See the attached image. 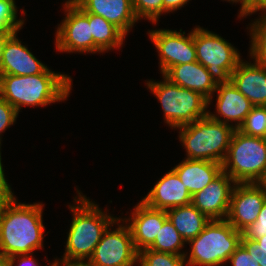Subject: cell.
Returning <instances> with one entry per match:
<instances>
[{
  "instance_id": "6da1fadb",
  "label": "cell",
  "mask_w": 266,
  "mask_h": 266,
  "mask_svg": "<svg viewBox=\"0 0 266 266\" xmlns=\"http://www.w3.org/2000/svg\"><path fill=\"white\" fill-rule=\"evenodd\" d=\"M43 204L18 202L12 193L0 206V252L8 257L43 248Z\"/></svg>"
},
{
  "instance_id": "7a4b0ae2",
  "label": "cell",
  "mask_w": 266,
  "mask_h": 266,
  "mask_svg": "<svg viewBox=\"0 0 266 266\" xmlns=\"http://www.w3.org/2000/svg\"><path fill=\"white\" fill-rule=\"evenodd\" d=\"M70 76L47 68L32 76L0 75V97L17 112L23 106H42L66 100L72 90Z\"/></svg>"
},
{
  "instance_id": "3957f363",
  "label": "cell",
  "mask_w": 266,
  "mask_h": 266,
  "mask_svg": "<svg viewBox=\"0 0 266 266\" xmlns=\"http://www.w3.org/2000/svg\"><path fill=\"white\" fill-rule=\"evenodd\" d=\"M74 205H69L73 213L62 261H88L94 253L104 231L117 217L107 215L94 202L77 190Z\"/></svg>"
},
{
  "instance_id": "277c9868",
  "label": "cell",
  "mask_w": 266,
  "mask_h": 266,
  "mask_svg": "<svg viewBox=\"0 0 266 266\" xmlns=\"http://www.w3.org/2000/svg\"><path fill=\"white\" fill-rule=\"evenodd\" d=\"M179 141L186 149L189 160H206L223 163L232 135L234 124L211 119L208 115L193 123L180 127Z\"/></svg>"
},
{
  "instance_id": "5b68a950",
  "label": "cell",
  "mask_w": 266,
  "mask_h": 266,
  "mask_svg": "<svg viewBox=\"0 0 266 266\" xmlns=\"http://www.w3.org/2000/svg\"><path fill=\"white\" fill-rule=\"evenodd\" d=\"M242 232L236 230L226 219L210 220L203 231L188 242L191 247L187 266H221L240 245Z\"/></svg>"
},
{
  "instance_id": "8992f818",
  "label": "cell",
  "mask_w": 266,
  "mask_h": 266,
  "mask_svg": "<svg viewBox=\"0 0 266 266\" xmlns=\"http://www.w3.org/2000/svg\"><path fill=\"white\" fill-rule=\"evenodd\" d=\"M163 77L162 82L150 80L146 85L160 101L165 123L177 129L207 116L208 100L204 96Z\"/></svg>"
},
{
  "instance_id": "52a82bcc",
  "label": "cell",
  "mask_w": 266,
  "mask_h": 266,
  "mask_svg": "<svg viewBox=\"0 0 266 266\" xmlns=\"http://www.w3.org/2000/svg\"><path fill=\"white\" fill-rule=\"evenodd\" d=\"M222 169L236 183H260L266 174V138L248 136L236 129Z\"/></svg>"
},
{
  "instance_id": "ba28073f",
  "label": "cell",
  "mask_w": 266,
  "mask_h": 266,
  "mask_svg": "<svg viewBox=\"0 0 266 266\" xmlns=\"http://www.w3.org/2000/svg\"><path fill=\"white\" fill-rule=\"evenodd\" d=\"M193 40L197 61L207 68L216 84L231 82V74L242 60L231 43L214 32L194 27Z\"/></svg>"
},
{
  "instance_id": "9c48e42d",
  "label": "cell",
  "mask_w": 266,
  "mask_h": 266,
  "mask_svg": "<svg viewBox=\"0 0 266 266\" xmlns=\"http://www.w3.org/2000/svg\"><path fill=\"white\" fill-rule=\"evenodd\" d=\"M65 18L55 32V45L59 52L104 53L95 43L89 24V13L80 7L64 4Z\"/></svg>"
},
{
  "instance_id": "30bf717a",
  "label": "cell",
  "mask_w": 266,
  "mask_h": 266,
  "mask_svg": "<svg viewBox=\"0 0 266 266\" xmlns=\"http://www.w3.org/2000/svg\"><path fill=\"white\" fill-rule=\"evenodd\" d=\"M118 221L121 222L119 217L104 231L88 260L94 266H133L138 262L131 231L126 222L122 225ZM115 222L118 227L112 231L109 227L116 225Z\"/></svg>"
},
{
  "instance_id": "8fae6325",
  "label": "cell",
  "mask_w": 266,
  "mask_h": 266,
  "mask_svg": "<svg viewBox=\"0 0 266 266\" xmlns=\"http://www.w3.org/2000/svg\"><path fill=\"white\" fill-rule=\"evenodd\" d=\"M176 30L155 29L148 31L149 38L157 48L160 59L159 66L162 75L171 67L196 62V48L193 40V31L185 36Z\"/></svg>"
},
{
  "instance_id": "7c38bea8",
  "label": "cell",
  "mask_w": 266,
  "mask_h": 266,
  "mask_svg": "<svg viewBox=\"0 0 266 266\" xmlns=\"http://www.w3.org/2000/svg\"><path fill=\"white\" fill-rule=\"evenodd\" d=\"M266 201V192L259 183H237L231 195L226 220L243 232L257 217Z\"/></svg>"
},
{
  "instance_id": "4fadbf2b",
  "label": "cell",
  "mask_w": 266,
  "mask_h": 266,
  "mask_svg": "<svg viewBox=\"0 0 266 266\" xmlns=\"http://www.w3.org/2000/svg\"><path fill=\"white\" fill-rule=\"evenodd\" d=\"M237 183L222 171L203 190L192 195L191 203L209 220L226 219L232 191Z\"/></svg>"
},
{
  "instance_id": "5bb4252c",
  "label": "cell",
  "mask_w": 266,
  "mask_h": 266,
  "mask_svg": "<svg viewBox=\"0 0 266 266\" xmlns=\"http://www.w3.org/2000/svg\"><path fill=\"white\" fill-rule=\"evenodd\" d=\"M165 210L155 209L140 201L135 205L131 217L120 221L127 223L134 246L139 252L148 248L154 241L164 222L167 220Z\"/></svg>"
},
{
  "instance_id": "9a60e30c",
  "label": "cell",
  "mask_w": 266,
  "mask_h": 266,
  "mask_svg": "<svg viewBox=\"0 0 266 266\" xmlns=\"http://www.w3.org/2000/svg\"><path fill=\"white\" fill-rule=\"evenodd\" d=\"M17 31L3 47L0 75L32 76L42 74L48 67L39 61L18 39Z\"/></svg>"
},
{
  "instance_id": "2e32d148",
  "label": "cell",
  "mask_w": 266,
  "mask_h": 266,
  "mask_svg": "<svg viewBox=\"0 0 266 266\" xmlns=\"http://www.w3.org/2000/svg\"><path fill=\"white\" fill-rule=\"evenodd\" d=\"M192 195L181 182L177 173L171 169L164 174L141 200L149 207L165 210L188 205Z\"/></svg>"
},
{
  "instance_id": "e0dca14e",
  "label": "cell",
  "mask_w": 266,
  "mask_h": 266,
  "mask_svg": "<svg viewBox=\"0 0 266 266\" xmlns=\"http://www.w3.org/2000/svg\"><path fill=\"white\" fill-rule=\"evenodd\" d=\"M241 60L231 74V83L253 106H266V65Z\"/></svg>"
},
{
  "instance_id": "ac0fdd59",
  "label": "cell",
  "mask_w": 266,
  "mask_h": 266,
  "mask_svg": "<svg viewBox=\"0 0 266 266\" xmlns=\"http://www.w3.org/2000/svg\"><path fill=\"white\" fill-rule=\"evenodd\" d=\"M215 92L218 93L215 106L218 115L212 114L209 110L207 115L213 120L226 124L235 122L234 127L238 129L250 113L252 103L231 82L217 84Z\"/></svg>"
},
{
  "instance_id": "d6986e66",
  "label": "cell",
  "mask_w": 266,
  "mask_h": 266,
  "mask_svg": "<svg viewBox=\"0 0 266 266\" xmlns=\"http://www.w3.org/2000/svg\"><path fill=\"white\" fill-rule=\"evenodd\" d=\"M76 5L86 13L103 17L125 35L139 21L133 10V0H80Z\"/></svg>"
},
{
  "instance_id": "ffe728a7",
  "label": "cell",
  "mask_w": 266,
  "mask_h": 266,
  "mask_svg": "<svg viewBox=\"0 0 266 266\" xmlns=\"http://www.w3.org/2000/svg\"><path fill=\"white\" fill-rule=\"evenodd\" d=\"M164 76L182 88L200 93L208 100V106L211 104L217 84L211 78L207 68L198 61L173 66Z\"/></svg>"
},
{
  "instance_id": "44dd1931",
  "label": "cell",
  "mask_w": 266,
  "mask_h": 266,
  "mask_svg": "<svg viewBox=\"0 0 266 266\" xmlns=\"http://www.w3.org/2000/svg\"><path fill=\"white\" fill-rule=\"evenodd\" d=\"M173 170L191 195L203 190L222 171V164L206 160L184 159Z\"/></svg>"
},
{
  "instance_id": "7402d4cb",
  "label": "cell",
  "mask_w": 266,
  "mask_h": 266,
  "mask_svg": "<svg viewBox=\"0 0 266 266\" xmlns=\"http://www.w3.org/2000/svg\"><path fill=\"white\" fill-rule=\"evenodd\" d=\"M166 213L186 243L197 237L210 221L192 203L168 209Z\"/></svg>"
},
{
  "instance_id": "603a6c76",
  "label": "cell",
  "mask_w": 266,
  "mask_h": 266,
  "mask_svg": "<svg viewBox=\"0 0 266 266\" xmlns=\"http://www.w3.org/2000/svg\"><path fill=\"white\" fill-rule=\"evenodd\" d=\"M89 24L94 43L103 51L120 49L126 35L103 17L89 13Z\"/></svg>"
},
{
  "instance_id": "cb8c5ba5",
  "label": "cell",
  "mask_w": 266,
  "mask_h": 266,
  "mask_svg": "<svg viewBox=\"0 0 266 266\" xmlns=\"http://www.w3.org/2000/svg\"><path fill=\"white\" fill-rule=\"evenodd\" d=\"M185 244L183 237L175 229L169 219H167L161 230L158 232L155 241L148 247V249L185 256L186 253L184 251L181 252Z\"/></svg>"
},
{
  "instance_id": "d4e9b609",
  "label": "cell",
  "mask_w": 266,
  "mask_h": 266,
  "mask_svg": "<svg viewBox=\"0 0 266 266\" xmlns=\"http://www.w3.org/2000/svg\"><path fill=\"white\" fill-rule=\"evenodd\" d=\"M256 19L250 26V58L254 61L266 65V12Z\"/></svg>"
},
{
  "instance_id": "484cf974",
  "label": "cell",
  "mask_w": 266,
  "mask_h": 266,
  "mask_svg": "<svg viewBox=\"0 0 266 266\" xmlns=\"http://www.w3.org/2000/svg\"><path fill=\"white\" fill-rule=\"evenodd\" d=\"M140 266H184L187 265L185 257L173 253L158 252L151 249H143L138 252Z\"/></svg>"
},
{
  "instance_id": "4316f807",
  "label": "cell",
  "mask_w": 266,
  "mask_h": 266,
  "mask_svg": "<svg viewBox=\"0 0 266 266\" xmlns=\"http://www.w3.org/2000/svg\"><path fill=\"white\" fill-rule=\"evenodd\" d=\"M237 130L248 136L266 138V106H253Z\"/></svg>"
},
{
  "instance_id": "83f0119b",
  "label": "cell",
  "mask_w": 266,
  "mask_h": 266,
  "mask_svg": "<svg viewBox=\"0 0 266 266\" xmlns=\"http://www.w3.org/2000/svg\"><path fill=\"white\" fill-rule=\"evenodd\" d=\"M15 0H0V31H19L24 25V19H17Z\"/></svg>"
},
{
  "instance_id": "f1b7e54d",
  "label": "cell",
  "mask_w": 266,
  "mask_h": 266,
  "mask_svg": "<svg viewBox=\"0 0 266 266\" xmlns=\"http://www.w3.org/2000/svg\"><path fill=\"white\" fill-rule=\"evenodd\" d=\"M133 10L138 18L156 24L163 14V0H133Z\"/></svg>"
},
{
  "instance_id": "f546056e",
  "label": "cell",
  "mask_w": 266,
  "mask_h": 266,
  "mask_svg": "<svg viewBox=\"0 0 266 266\" xmlns=\"http://www.w3.org/2000/svg\"><path fill=\"white\" fill-rule=\"evenodd\" d=\"M242 235L252 241L266 235V201L261 208L257 220L244 230Z\"/></svg>"
},
{
  "instance_id": "4dcf8cb0",
  "label": "cell",
  "mask_w": 266,
  "mask_h": 266,
  "mask_svg": "<svg viewBox=\"0 0 266 266\" xmlns=\"http://www.w3.org/2000/svg\"><path fill=\"white\" fill-rule=\"evenodd\" d=\"M18 114L19 113L12 105L0 97V150L2 141L1 134L16 122Z\"/></svg>"
},
{
  "instance_id": "1f68e13d",
  "label": "cell",
  "mask_w": 266,
  "mask_h": 266,
  "mask_svg": "<svg viewBox=\"0 0 266 266\" xmlns=\"http://www.w3.org/2000/svg\"><path fill=\"white\" fill-rule=\"evenodd\" d=\"M228 262H231L232 266H260L254 259L253 254H249L241 244L229 257Z\"/></svg>"
},
{
  "instance_id": "d6a6232c",
  "label": "cell",
  "mask_w": 266,
  "mask_h": 266,
  "mask_svg": "<svg viewBox=\"0 0 266 266\" xmlns=\"http://www.w3.org/2000/svg\"><path fill=\"white\" fill-rule=\"evenodd\" d=\"M240 244L249 254H253L254 259L260 266H266V251L259 248L255 241L249 240L242 235Z\"/></svg>"
},
{
  "instance_id": "836d02e7",
  "label": "cell",
  "mask_w": 266,
  "mask_h": 266,
  "mask_svg": "<svg viewBox=\"0 0 266 266\" xmlns=\"http://www.w3.org/2000/svg\"><path fill=\"white\" fill-rule=\"evenodd\" d=\"M32 255L33 253H29V254H20L9 257V266H39L38 265L39 263L37 262L36 259H34ZM15 262L19 264L15 265L14 264Z\"/></svg>"
},
{
  "instance_id": "e575fe53",
  "label": "cell",
  "mask_w": 266,
  "mask_h": 266,
  "mask_svg": "<svg viewBox=\"0 0 266 266\" xmlns=\"http://www.w3.org/2000/svg\"><path fill=\"white\" fill-rule=\"evenodd\" d=\"M190 0H163V13L177 11Z\"/></svg>"
},
{
  "instance_id": "d590c367",
  "label": "cell",
  "mask_w": 266,
  "mask_h": 266,
  "mask_svg": "<svg viewBox=\"0 0 266 266\" xmlns=\"http://www.w3.org/2000/svg\"><path fill=\"white\" fill-rule=\"evenodd\" d=\"M257 11L266 12V0H248V16Z\"/></svg>"
},
{
  "instance_id": "8d00e7d4",
  "label": "cell",
  "mask_w": 266,
  "mask_h": 266,
  "mask_svg": "<svg viewBox=\"0 0 266 266\" xmlns=\"http://www.w3.org/2000/svg\"><path fill=\"white\" fill-rule=\"evenodd\" d=\"M1 151H0V192H12L11 186L7 182L4 174L3 165L1 162Z\"/></svg>"
},
{
  "instance_id": "74e56055",
  "label": "cell",
  "mask_w": 266,
  "mask_h": 266,
  "mask_svg": "<svg viewBox=\"0 0 266 266\" xmlns=\"http://www.w3.org/2000/svg\"><path fill=\"white\" fill-rule=\"evenodd\" d=\"M15 30H6L0 31V70H1V61H2V54H3V47L7 39L14 33Z\"/></svg>"
},
{
  "instance_id": "f35d334b",
  "label": "cell",
  "mask_w": 266,
  "mask_h": 266,
  "mask_svg": "<svg viewBox=\"0 0 266 266\" xmlns=\"http://www.w3.org/2000/svg\"><path fill=\"white\" fill-rule=\"evenodd\" d=\"M226 1V0H224ZM228 2H235V3H239L241 4L240 6V10H239V15L238 17L239 18H243V17H246L248 16V0H227Z\"/></svg>"
},
{
  "instance_id": "ab89813d",
  "label": "cell",
  "mask_w": 266,
  "mask_h": 266,
  "mask_svg": "<svg viewBox=\"0 0 266 266\" xmlns=\"http://www.w3.org/2000/svg\"><path fill=\"white\" fill-rule=\"evenodd\" d=\"M64 266H94L89 261H64Z\"/></svg>"
},
{
  "instance_id": "60d3db41",
  "label": "cell",
  "mask_w": 266,
  "mask_h": 266,
  "mask_svg": "<svg viewBox=\"0 0 266 266\" xmlns=\"http://www.w3.org/2000/svg\"><path fill=\"white\" fill-rule=\"evenodd\" d=\"M257 246L266 251V235L254 240Z\"/></svg>"
},
{
  "instance_id": "b9f144b4",
  "label": "cell",
  "mask_w": 266,
  "mask_h": 266,
  "mask_svg": "<svg viewBox=\"0 0 266 266\" xmlns=\"http://www.w3.org/2000/svg\"><path fill=\"white\" fill-rule=\"evenodd\" d=\"M0 266H9V257L0 252Z\"/></svg>"
},
{
  "instance_id": "7bdbcfd3",
  "label": "cell",
  "mask_w": 266,
  "mask_h": 266,
  "mask_svg": "<svg viewBox=\"0 0 266 266\" xmlns=\"http://www.w3.org/2000/svg\"><path fill=\"white\" fill-rule=\"evenodd\" d=\"M12 192H0V206L4 200H6Z\"/></svg>"
},
{
  "instance_id": "ee69618b",
  "label": "cell",
  "mask_w": 266,
  "mask_h": 266,
  "mask_svg": "<svg viewBox=\"0 0 266 266\" xmlns=\"http://www.w3.org/2000/svg\"><path fill=\"white\" fill-rule=\"evenodd\" d=\"M50 265L48 266H64V261L60 260V259H55L54 262H49ZM62 264V265H60Z\"/></svg>"
},
{
  "instance_id": "f6af8a7d",
  "label": "cell",
  "mask_w": 266,
  "mask_h": 266,
  "mask_svg": "<svg viewBox=\"0 0 266 266\" xmlns=\"http://www.w3.org/2000/svg\"><path fill=\"white\" fill-rule=\"evenodd\" d=\"M259 184L264 188V190L266 192V174Z\"/></svg>"
},
{
  "instance_id": "bcb514c9",
  "label": "cell",
  "mask_w": 266,
  "mask_h": 266,
  "mask_svg": "<svg viewBox=\"0 0 266 266\" xmlns=\"http://www.w3.org/2000/svg\"><path fill=\"white\" fill-rule=\"evenodd\" d=\"M80 0H67L66 2H65V4H72V5H75V4H78V2H79Z\"/></svg>"
}]
</instances>
